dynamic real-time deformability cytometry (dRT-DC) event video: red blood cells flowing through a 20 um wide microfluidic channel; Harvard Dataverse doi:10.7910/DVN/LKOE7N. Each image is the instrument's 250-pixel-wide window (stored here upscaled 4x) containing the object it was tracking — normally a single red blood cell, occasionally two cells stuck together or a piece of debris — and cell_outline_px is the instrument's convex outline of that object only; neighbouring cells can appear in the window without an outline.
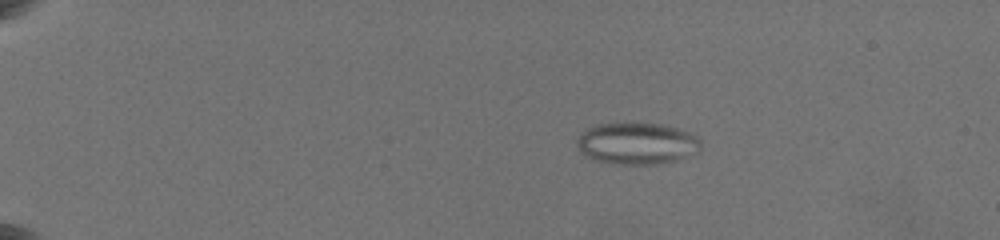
{"species": "common noctule bat (a hibernating species)", "species_latin": "Nyctalus noctula", "temperature_condition": "warm", "stored_images_in_passage": 30, "camera_frame_rate_fps": 3000, "um_per_image_px": 0.085, "animal": {"sex": "female", "body_mass_g": 19.5, "forearm_length_mm": 54.1}, "frame": {"image": 1, "passage_image": 7, "time_ms": 4.333, "image_size_px": [1000, 240], "cell_outline_px": [[700, 152], [676, 160], [656, 164], [616, 164], [596, 160], [584, 156], [576, 144], [576, 140], [588, 128], [596, 124], [660, 124], [676, 128], [688, 132], [696, 136], [700, 140]], "centroid_in_image_um": [54.15, 12.21], "position_along_channel_um": 30.9, "area_um2": 29.82}}
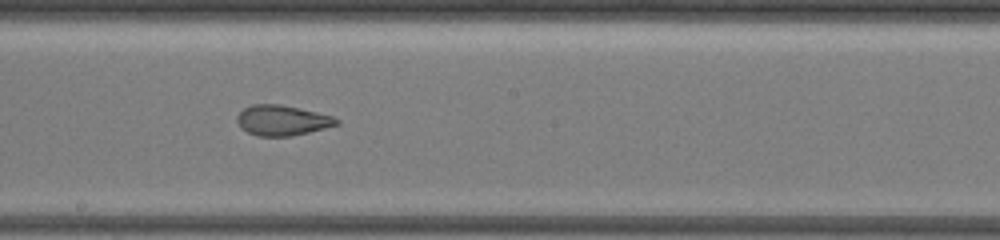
{"frame": {"image": 2, "passage_image": 19, "time_ms": 12.667, "image_size_px": [1000, 240], "cell_outline_px": [[340, 124], [292, 136], [256, 136], [240, 128], [236, 120], [236, 116], [244, 108], [252, 104], [280, 104], [316, 112], [332, 116], [340, 120]], "centroid_in_image_um": [23.96, 10.23], "position_along_channel_um": 224.2, "area_um2": 17.57}}
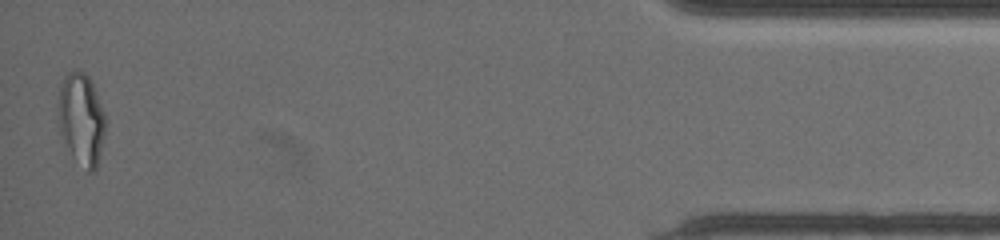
{"frame": {"image": 3, "passage_image": 30, "time_ms": 20.333, "image_size_px": [1000, 240], "cell_outline_px": [[104, 136], [96, 172], [88, 172], [72, 156], [60, 132], [60, 88], [64, 76], [68, 72], [84, 72], [88, 76], [92, 84], [104, 112]], "centroid_in_image_um": [6.94, 10.17], "position_along_channel_um": 428.3, "area_um2": 24.51}, "authors_computed_cell_mechanics": {"area_um2": 23.4668, "velocity_mm_per_s": 3.5739, "shape_relaxation_time_tau1_ms": null, "shape_relaxation_time_tau2_ms": 1.5435, "deformation_change_tau1": null, "deformation_change_tau2": 0.0844}}